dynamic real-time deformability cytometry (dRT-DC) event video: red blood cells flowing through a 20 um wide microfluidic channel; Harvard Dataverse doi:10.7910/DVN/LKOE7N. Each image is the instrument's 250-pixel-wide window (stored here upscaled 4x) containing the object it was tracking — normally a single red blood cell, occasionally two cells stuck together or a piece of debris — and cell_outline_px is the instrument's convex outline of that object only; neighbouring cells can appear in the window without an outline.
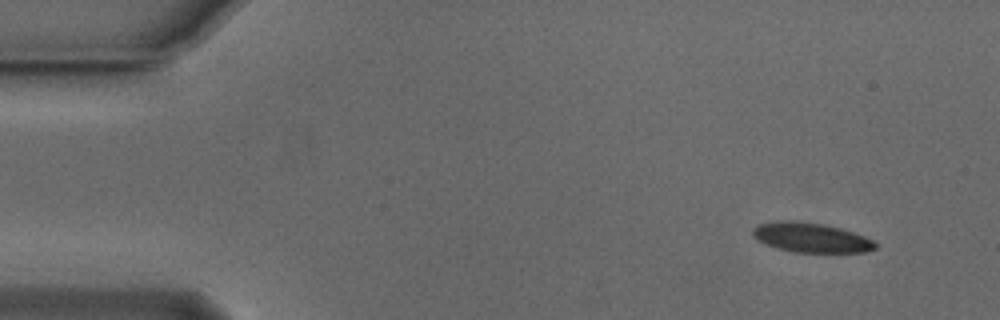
{"species": "Egyptian fruit bat (a non-hibernating species)", "species_latin": "Rousettus aegyptiacus", "temperature_condition": "cold", "stored_images_in_passage": 9, "camera_frame_rate_fps": 3000, "um_per_image_px": 0.085, "animal": {"sex": "male"}, "frame": {"image": 1, "passage_image": 4, "time_ms": 1.0, "image_size_px": [1000, 320], "cell_outline_px": [[876, 248], [864, 252], [792, 252], [776, 248], [764, 244], [756, 240], [752, 236], [752, 228], [760, 224], [784, 220], [792, 220], [824, 224], [840, 228], [864, 236], [872, 240], [876, 244]], "centroid_in_image_um": [68.88, 20.19], "position_along_channel_um": 16.1, "area_um2": 21.15}}